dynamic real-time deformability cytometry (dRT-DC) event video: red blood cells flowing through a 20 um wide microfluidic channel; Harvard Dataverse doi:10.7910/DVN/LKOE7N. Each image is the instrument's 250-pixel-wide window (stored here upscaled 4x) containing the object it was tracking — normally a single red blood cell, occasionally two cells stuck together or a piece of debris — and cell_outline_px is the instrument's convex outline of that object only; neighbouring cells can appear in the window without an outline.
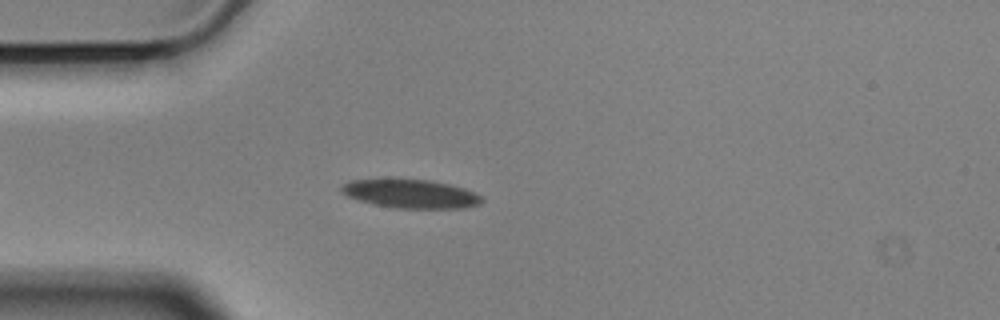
{"species": "Egyptian fruit bat (a non-hibernating species)", "species_latin": "Rousettus aegyptiacus", "temperature_condition": "cold", "stored_images_in_passage": 48, "camera_frame_rate_fps": 3000, "um_per_image_px": 0.085, "animal": {"sex": "male"}, "frame": {"image": 1, "passage_image": 10, "time_ms": 3.0, "image_size_px": [1000, 320], "cell_outline_px": [[484, 200], [480, 204], [464, 208], [396, 208], [376, 204], [360, 200], [348, 196], [340, 192], [340, 188], [344, 184], [352, 180], [428, 180], [448, 184], [464, 188], [476, 192]], "centroid_in_image_um": [34.96, 16.48], "position_along_channel_um": 50.0, "area_um2": 23.0}}
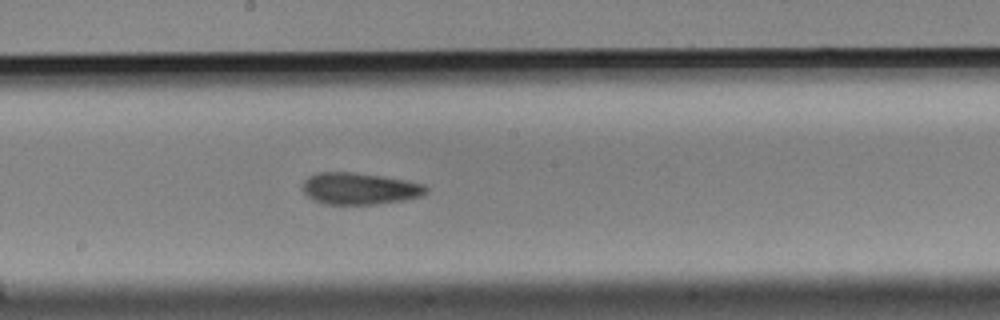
{"frame": {"image": 2, "passage_image": 25, "time_ms": 8.0, "image_size_px": [1000, 320], "cell_outline_px": [[428, 192], [420, 196], [404, 200], [376, 204], [324, 204], [312, 200], [300, 188], [304, 180], [308, 176], [316, 172], [352, 172], [408, 180], [424, 184], [428, 188]], "centroid_in_image_um": [30.53, 16.03], "position_along_channel_um": 217.7, "area_um2": 23.06}}
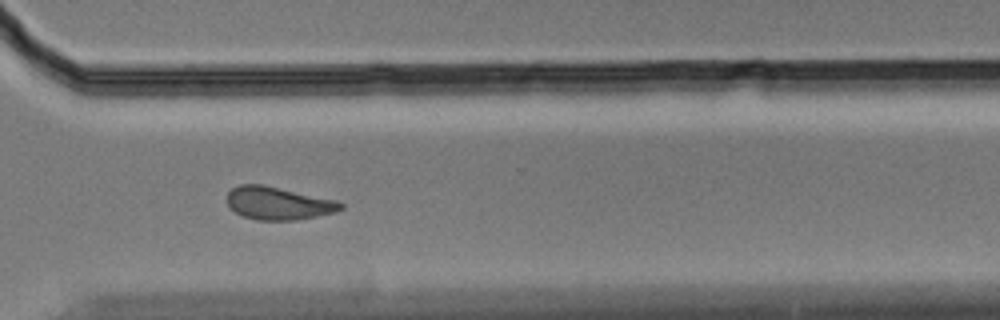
{"frame": {"image": 3, "passage_image": 36, "time_ms": 11.667, "image_size_px": [1000, 320], "cell_outline_px": [[344, 208], [336, 212], [296, 220], [256, 220], [244, 216], [228, 208], [228, 192], [232, 188], [240, 184], [260, 184], [336, 200], [344, 204]], "centroid_in_image_um": [23.65, 17.28], "position_along_channel_um": 347.0, "area_um2": 21.62}, "authors_computed_cell_mechanics": {"area_um2": 22.4553, "velocity_mm_per_s": 3.5314, "shape_relaxation_time_tau1_ms": 5.1807, "shape_relaxation_time_tau2_ms": 5.2228, "deformation_change_tau1": 0.1222, "deformation_change_tau2": 0.1149}}